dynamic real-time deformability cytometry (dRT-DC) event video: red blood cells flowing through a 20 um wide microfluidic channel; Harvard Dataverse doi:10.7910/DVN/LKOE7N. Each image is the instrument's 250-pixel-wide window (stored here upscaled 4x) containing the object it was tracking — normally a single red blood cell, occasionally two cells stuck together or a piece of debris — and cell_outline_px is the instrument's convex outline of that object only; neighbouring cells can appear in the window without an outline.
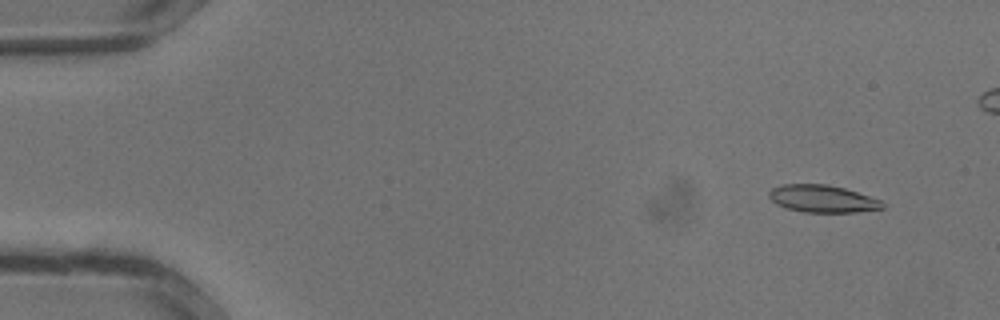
{"species": "common noctule bat (a hibernating species)", "species_latin": "Nyctalus noctula", "temperature_condition": "warm", "stored_images_in_passage": 35, "camera_frame_rate_fps": 3000, "um_per_image_px": 0.085, "animal": {"sex": "male", "body_mass_g": 13.3}, "frame": {"image": 1, "passage_image": 3, "time_ms": 0.667, "image_size_px": [1000, 320], "cell_outline_px": [[884, 208], [856, 212], [804, 212], [784, 208], [776, 204], [768, 196], [768, 192], [772, 188], [780, 184], [828, 184], [844, 188], [880, 200], [884, 204]], "centroid_in_image_um": [69.86, 16.89], "position_along_channel_um": 15.1, "area_um2": 18.09}}
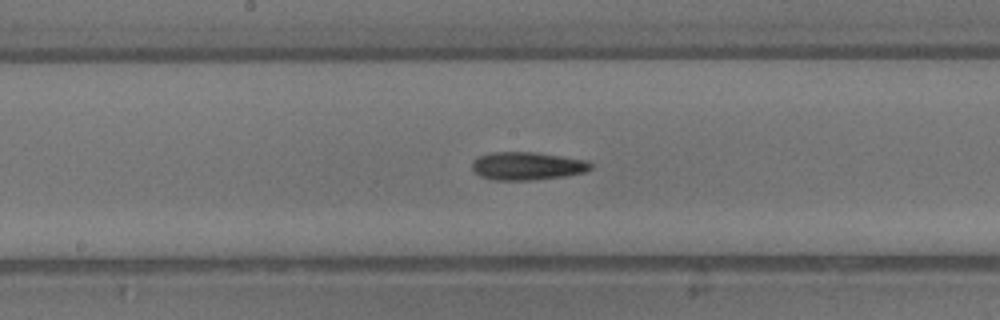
{"frame": {"image": 2, "passage_image": 18, "time_ms": 5.667, "image_size_px": [1000, 320], "cell_outline_px": [[592, 168], [584, 172], [564, 176], [532, 180], [496, 180], [480, 176], [472, 168], [472, 160], [476, 156], [488, 152], [532, 152], [588, 160], [592, 164]], "centroid_in_image_um": [44.78, 14.1], "position_along_channel_um": 203.4, "area_um2": 19.42}}
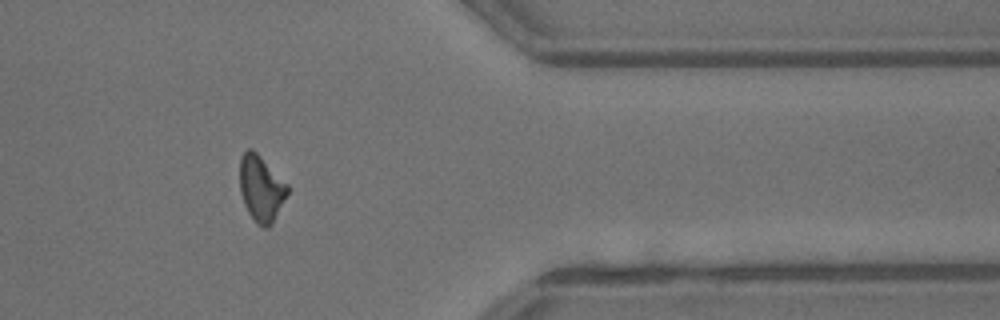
{"frame": {"image": 3, "passage_image": 28, "time_ms": 9.0, "image_size_px": [1000, 320], "cell_outline_px": [[288, 192], [272, 224], [268, 228], [264, 228], [256, 224], [248, 212], [244, 204], [240, 192], [240, 156], [248, 148], [252, 148], [288, 184]], "centroid_in_image_um": [22.18, 16.03], "position_along_channel_um": 389.2, "area_um2": 18.32}}